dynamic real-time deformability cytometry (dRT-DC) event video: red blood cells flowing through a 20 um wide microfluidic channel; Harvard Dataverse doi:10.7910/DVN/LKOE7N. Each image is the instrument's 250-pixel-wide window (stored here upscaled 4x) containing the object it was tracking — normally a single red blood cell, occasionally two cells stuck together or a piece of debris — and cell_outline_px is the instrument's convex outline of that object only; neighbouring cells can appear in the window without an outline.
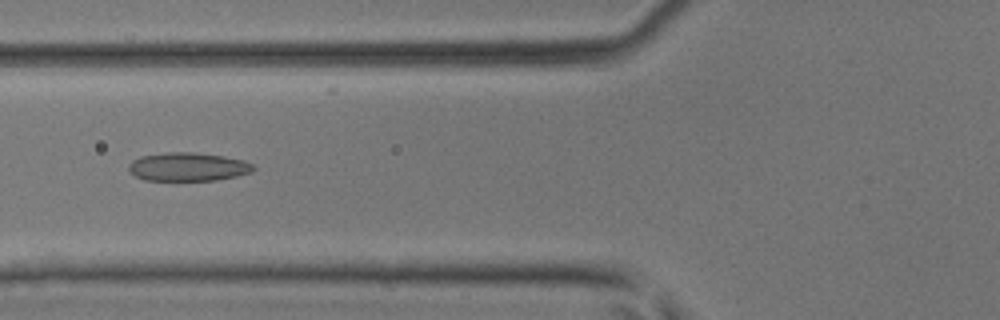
{"species": "common noctule bat (a hibernating species)", "species_latin": "Nyctalus noctula", "temperature_condition": "room temperature", "stored_images_in_passage": 39, "camera_frame_rate_fps": 3000, "um_per_image_px": 0.085, "animal": {"sex": "male", "body_mass_g": 17.9, "forearm_length_mm": 54.2}, "frame": {"image": 1, "passage_image": 11, "time_ms": 3.333, "image_size_px": [1000, 320], "cell_outline_px": [[256, 168], [252, 172], [236, 176], [216, 180], [144, 180], [128, 172], [128, 164], [132, 160], [140, 156], [168, 152], [192, 152], [224, 156], [244, 160], [252, 164]], "centroid_in_image_um": [15.96, 14.17], "position_along_channel_um": 109.8, "area_um2": 20.81}}
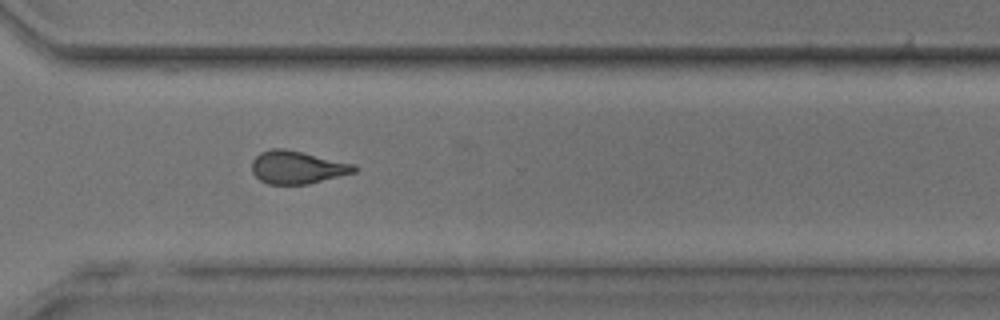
{"frame": {"image": 2, "passage_image": 27, "time_ms": 8.667, "image_size_px": [1000, 320], "cell_outline_px": [[356, 172], [308, 184], [268, 184], [260, 180], [252, 172], [252, 160], [260, 152], [272, 148], [284, 148], [356, 164]], "centroid_in_image_um": [25.26, 14.22], "position_along_channel_um": 345.3, "area_um2": 19.59}}
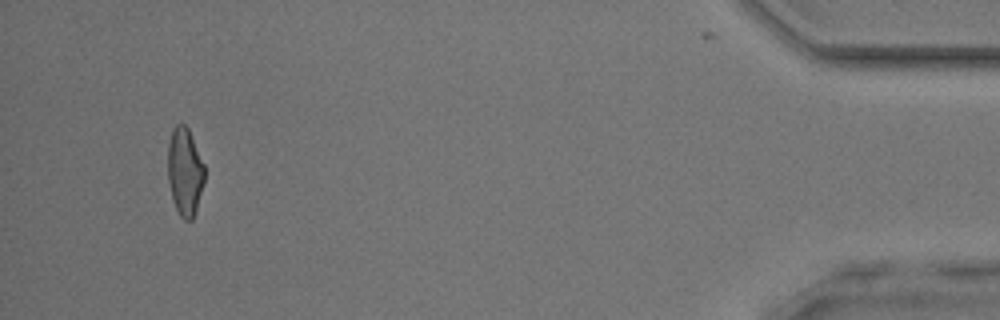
{"frame": {"image": 3, "passage_image": 37, "time_ms": 12.0, "image_size_px": [1000, 320], "cell_outline_px": [[204, 180], [196, 212], [192, 220], [184, 220], [180, 216], [172, 200], [168, 180], [168, 144], [172, 128], [176, 124], [184, 124], [188, 128], [204, 164]], "centroid_in_image_um": [15.7, 14.6], "position_along_channel_um": 419.5, "area_um2": 18.84}}